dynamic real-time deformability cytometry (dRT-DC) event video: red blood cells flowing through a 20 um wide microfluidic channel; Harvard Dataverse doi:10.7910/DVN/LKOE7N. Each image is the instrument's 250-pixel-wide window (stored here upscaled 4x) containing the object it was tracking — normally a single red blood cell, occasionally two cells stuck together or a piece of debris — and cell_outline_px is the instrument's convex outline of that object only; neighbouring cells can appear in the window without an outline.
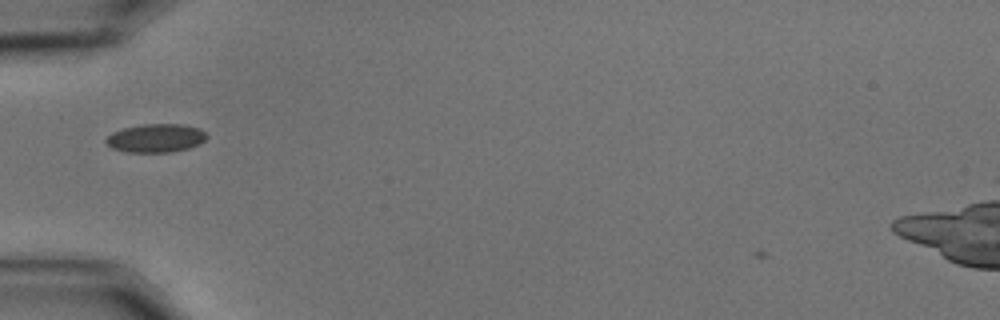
{"species": "common noctule bat (a hibernating species)", "species_latin": "Nyctalus noctula", "temperature_condition": "cold", "stored_images_in_passage": 39, "camera_frame_rate_fps": 3000, "um_per_image_px": 0.085, "animal": {"sex": "male", "body_mass_g": 15.6}, "frame": {"image": 1, "passage_image": 1, "time_ms": 0.0, "image_size_px": [1000, 320], "cell_outline_px": [[208, 136], [200, 144], [188, 148], [168, 152], [128, 152], [112, 148], [104, 140], [112, 132], [124, 128], [144, 124], [184, 124], [200, 128]], "centroid_in_image_um": [13.26, 11.73], "position_along_channel_um": 71.7, "area_um2": 16.65}}
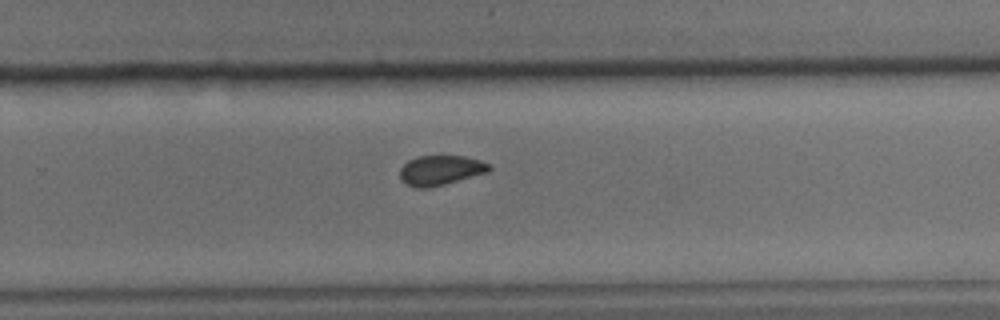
{"frame": {"image": 2, "passage_image": 20, "time_ms": 6.333, "image_size_px": [1000, 320], "cell_outline_px": [[492, 168], [488, 172], [444, 184], [428, 188], [416, 188], [400, 180], [400, 168], [408, 160], [420, 156], [464, 156], [480, 160], [492, 164]], "centroid_in_image_um": [37.46, 14.47], "position_along_channel_um": 292.3, "area_um2": 15.49}}
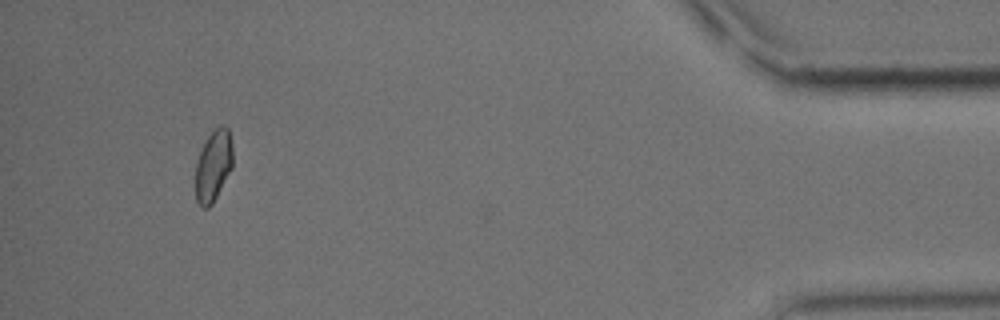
{"frame": {"image": 3, "passage_image": 36, "time_ms": 11.667, "image_size_px": [1000, 320], "cell_outline_px": [[232, 168], [212, 204], [208, 208], [204, 208], [196, 200], [196, 164], [204, 140], [220, 124], [224, 124], [228, 128], [232, 144]], "centroid_in_image_um": [18.14, 14.06], "position_along_channel_um": 417.1, "area_um2": 15.43}, "authors_computed_cell_mechanics": {"area_um2": 15.9528, "velocity_mm_per_s": 3.4765, "shape_relaxation_time_tau1_ms": null, "shape_relaxation_time_tau2_ms": 2.7914, "deformation_change_tau1": null, "deformation_change_tau2": 0.0577}}